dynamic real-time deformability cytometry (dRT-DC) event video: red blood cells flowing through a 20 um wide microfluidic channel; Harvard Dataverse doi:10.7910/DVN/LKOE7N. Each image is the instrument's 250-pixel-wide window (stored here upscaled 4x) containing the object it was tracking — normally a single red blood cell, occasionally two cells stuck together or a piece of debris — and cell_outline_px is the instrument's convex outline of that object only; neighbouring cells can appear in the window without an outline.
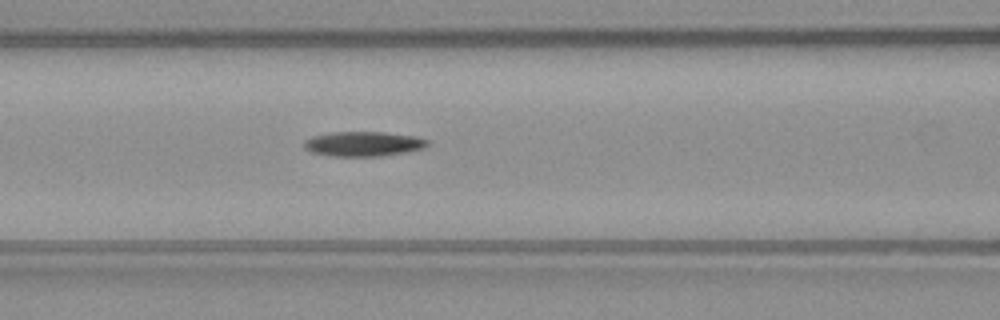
{"species": "common noctule bat (a hibernating species)", "species_latin": "Nyctalus noctula", "temperature_condition": "warm", "stored_images_in_passage": 36, "camera_frame_rate_fps": 3000, "um_per_image_px": 0.085, "animal": {"sex": "male", "body_mass_g": 23.1, "forearm_length_mm": 52.7}, "frame": {"image": 1, "passage_image": 16, "time_ms": 5.0, "image_size_px": [1000, 320], "cell_outline_px": [[428, 144], [424, 148], [384, 156], [332, 156], [308, 152], [304, 148], [304, 140], [312, 136], [332, 132], [384, 132], [416, 136], [428, 140]], "centroid_in_image_um": [30.85, 12.23], "position_along_channel_um": 135.8, "area_um2": 17.92}}